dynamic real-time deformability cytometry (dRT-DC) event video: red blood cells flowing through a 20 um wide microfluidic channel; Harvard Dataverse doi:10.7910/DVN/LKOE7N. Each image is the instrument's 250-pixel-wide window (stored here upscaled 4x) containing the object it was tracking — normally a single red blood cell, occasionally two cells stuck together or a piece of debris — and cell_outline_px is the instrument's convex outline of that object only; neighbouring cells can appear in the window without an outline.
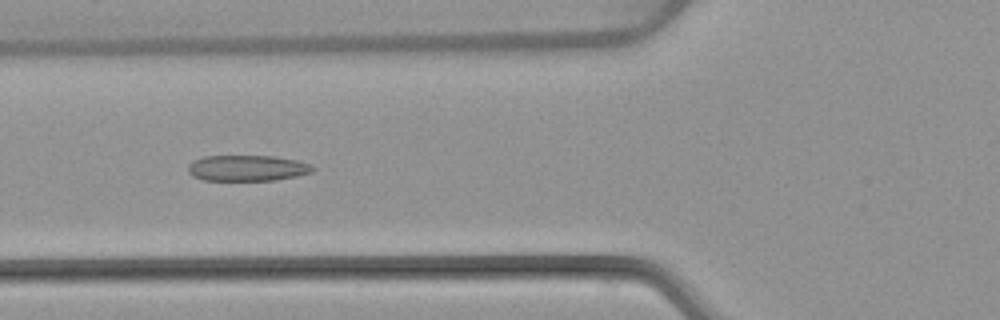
{"species": "common noctule bat (a hibernating species)", "species_latin": "Nyctalus noctula", "temperature_condition": "warm", "stored_images_in_passage": 6, "camera_frame_rate_fps": 3000, "um_per_image_px": 0.085, "animal": {"sex": "female", "body_mass_g": 22.7, "forearm_length_mm": 54.2}, "frame": {"image": 1, "passage_image": 6, "time_ms": 6.0, "image_size_px": [1000, 320], "cell_outline_px": [[316, 168], [312, 172], [296, 176], [276, 180], [204, 180], [192, 176], [188, 172], [188, 164], [192, 160], [204, 156], [272, 156], [296, 160], [312, 164]], "centroid_in_image_um": [21.01, 14.28], "position_along_channel_um": 104.8, "area_um2": 18.9}}